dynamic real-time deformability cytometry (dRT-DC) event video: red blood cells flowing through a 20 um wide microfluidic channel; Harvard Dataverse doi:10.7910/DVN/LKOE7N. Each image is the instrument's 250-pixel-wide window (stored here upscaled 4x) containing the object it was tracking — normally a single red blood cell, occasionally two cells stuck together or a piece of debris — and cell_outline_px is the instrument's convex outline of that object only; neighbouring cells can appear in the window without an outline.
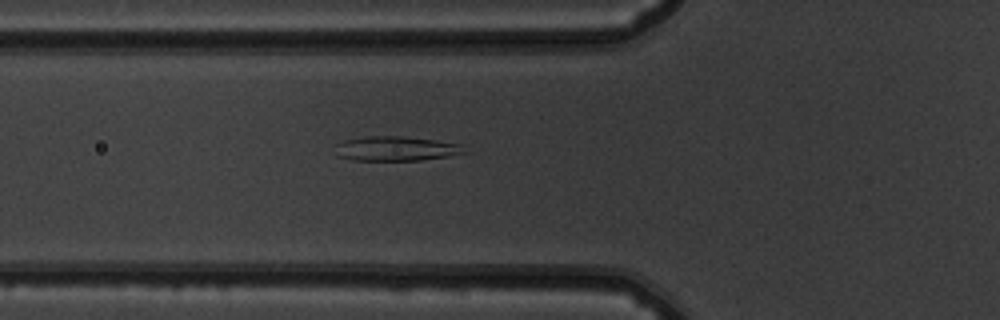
{"species": "common noctule bat (a hibernating species)", "species_latin": "Nyctalus noctula", "temperature_condition": "warm", "stored_images_in_passage": 35, "camera_frame_rate_fps": 3000, "um_per_image_px": 0.085, "animal": {"sex": "male", "body_mass_g": 19.5, "forearm_length_mm": 54.6}, "frame": {"image": 1, "passage_image": 7, "time_ms": 2.0, "image_size_px": [1000, 320], "cell_outline_px": [[464, 152], [448, 156], [420, 160], [352, 160], [340, 156], [336, 144], [344, 140], [364, 136], [404, 136], [436, 140], [464, 144]], "centroid_in_image_um": [33.69, 12.62], "position_along_channel_um": 92.1, "area_um2": 18.32}}
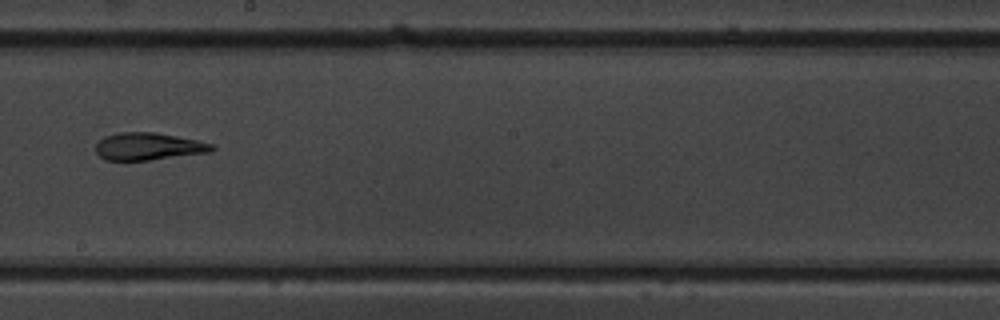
{"frame": {"image": 2, "passage_image": 18, "time_ms": 5.667, "image_size_px": [1000, 320], "cell_outline_px": [[216, 148], [212, 152], [148, 160], [104, 160], [96, 152], [96, 144], [104, 136], [120, 132], [156, 132], [196, 140], [212, 144]], "centroid_in_image_um": [12.61, 12.44], "position_along_channel_um": 235.6, "area_um2": 18.5}}
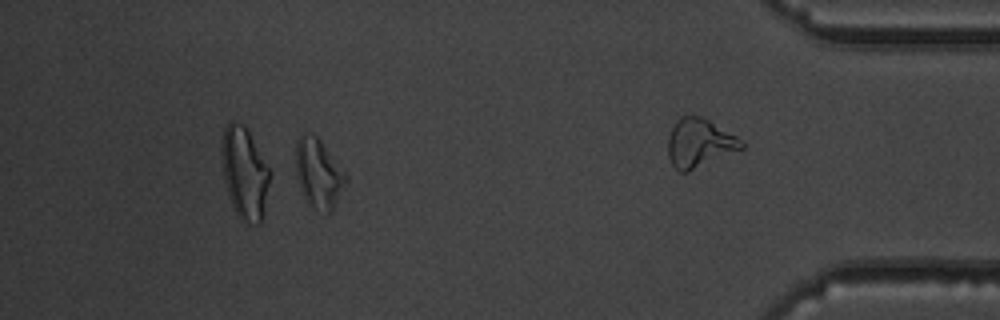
{"frame": {"image": 3, "passage_image": 29, "time_ms": 9.333, "image_size_px": [1000, 320], "cell_outline_px": [[348, 180], [332, 212], [328, 216], [308, 204], [304, 200], [296, 176], [296, 140], [304, 132], [312, 132], [320, 140], [348, 176]], "centroid_in_image_um": [27.08, 14.78], "position_along_channel_um": 408.1, "area_um2": 20.58}, "authors_computed_cell_mechanics": {"area_um2": 18.5538, "velocity_mm_per_s": 3.9059, "shape_relaxation_time_tau1_ms": null, "shape_relaxation_time_tau2_ms": 4.499, "deformation_change_tau1": null, "deformation_change_tau2": 0.1438}}